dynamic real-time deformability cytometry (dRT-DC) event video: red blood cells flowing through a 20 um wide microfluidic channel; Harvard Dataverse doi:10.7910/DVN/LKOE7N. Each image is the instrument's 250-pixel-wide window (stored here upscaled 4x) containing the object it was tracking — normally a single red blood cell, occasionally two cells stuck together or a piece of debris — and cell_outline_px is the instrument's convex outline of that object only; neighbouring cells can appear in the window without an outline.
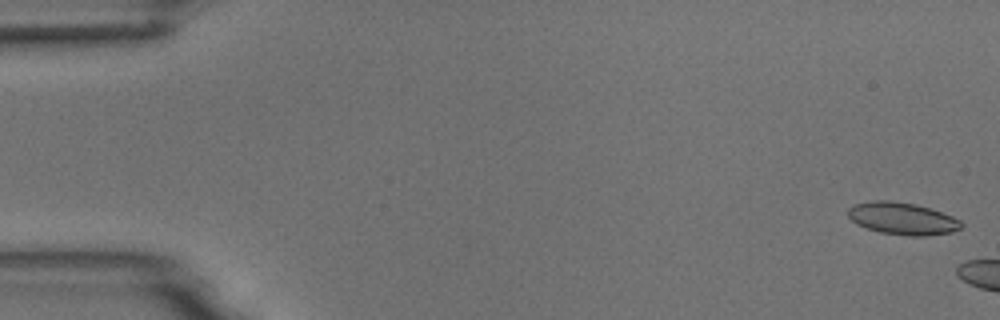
{"species": "common noctule bat (a hibernating species)", "species_latin": "Nyctalus noctula", "temperature_condition": "room temperature", "stored_images_in_passage": 7, "camera_frame_rate_fps": 3000, "um_per_image_px": 0.085, "animal": {"sex": "male", "body_mass_g": 18.8}, "frame": {"image": 1, "passage_image": 2, "time_ms": 0.333, "image_size_px": [1000, 320], "cell_outline_px": [[964, 224], [960, 228], [952, 232], [924, 236], [908, 236], [880, 232], [856, 224], [848, 216], [848, 208], [856, 204], [872, 200], [888, 200], [916, 204], [952, 216], [960, 220]], "centroid_in_image_um": [76.7, 18.58], "position_along_channel_um": 8.3, "area_um2": 21.15}}